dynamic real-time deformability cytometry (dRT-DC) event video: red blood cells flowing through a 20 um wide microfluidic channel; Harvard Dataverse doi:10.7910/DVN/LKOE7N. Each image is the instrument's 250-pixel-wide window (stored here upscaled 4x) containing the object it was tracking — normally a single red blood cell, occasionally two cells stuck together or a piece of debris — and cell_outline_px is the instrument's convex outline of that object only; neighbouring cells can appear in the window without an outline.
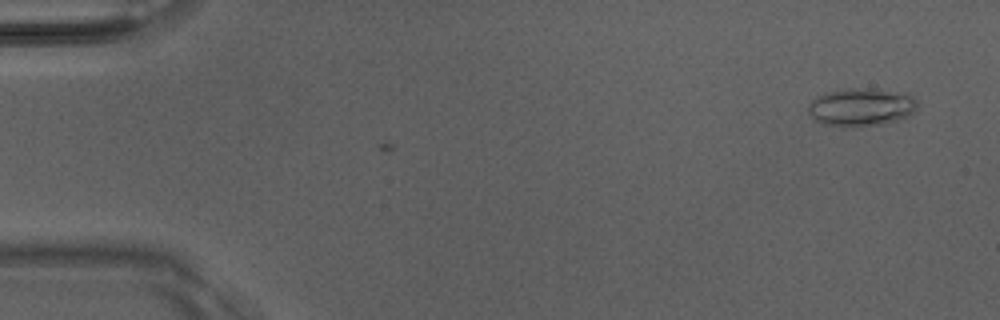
{"species": "Egyptian fruit bat (a non-hibernating species)", "species_latin": "Rousettus aegyptiacus", "temperature_condition": "room temperature", "stored_images_in_passage": 2, "camera_frame_rate_fps": 3000, "um_per_image_px": 0.085, "animal": {"sex": "male"}, "frame": {"image": 1, "passage_image": 2, "time_ms": 0.333, "image_size_px": [1000, 320], "cell_outline_px": [[916, 112], [912, 116], [880, 124], [824, 124], [812, 120], [808, 112], [808, 104], [816, 96], [824, 92], [852, 88], [868, 88], [904, 92], [912, 96], [916, 100]], "centroid_in_image_um": [73.21, 9.06], "position_along_channel_um": 11.8, "area_um2": 23.87}}